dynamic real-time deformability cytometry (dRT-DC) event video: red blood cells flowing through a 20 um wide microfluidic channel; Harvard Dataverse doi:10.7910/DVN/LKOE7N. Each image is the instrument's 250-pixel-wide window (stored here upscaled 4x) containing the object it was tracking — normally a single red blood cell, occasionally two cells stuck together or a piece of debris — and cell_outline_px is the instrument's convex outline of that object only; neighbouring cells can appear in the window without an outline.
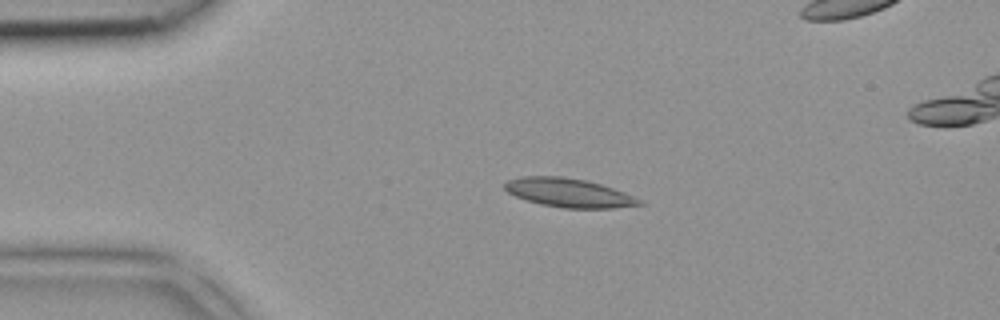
{"species": "common noctule bat (a hibernating species)", "species_latin": "Nyctalus noctula", "temperature_condition": "room temperature", "stored_images_in_passage": 4, "camera_frame_rate_fps": 3000, "um_per_image_px": 0.085, "animal": {"sex": "female", "body_mass_g": 18.4}, "frame": {"image": 1, "passage_image": 2, "time_ms": 0.333, "image_size_px": [1000, 320], "cell_outline_px": [[644, 204], [612, 208], [564, 208], [540, 204], [516, 196], [508, 192], [504, 188], [504, 184], [508, 180], [524, 176], [560, 176], [584, 180], [600, 184], [624, 192], [640, 200]], "centroid_in_image_um": [48.32, 16.38], "position_along_channel_um": 36.7, "area_um2": 22.25}}